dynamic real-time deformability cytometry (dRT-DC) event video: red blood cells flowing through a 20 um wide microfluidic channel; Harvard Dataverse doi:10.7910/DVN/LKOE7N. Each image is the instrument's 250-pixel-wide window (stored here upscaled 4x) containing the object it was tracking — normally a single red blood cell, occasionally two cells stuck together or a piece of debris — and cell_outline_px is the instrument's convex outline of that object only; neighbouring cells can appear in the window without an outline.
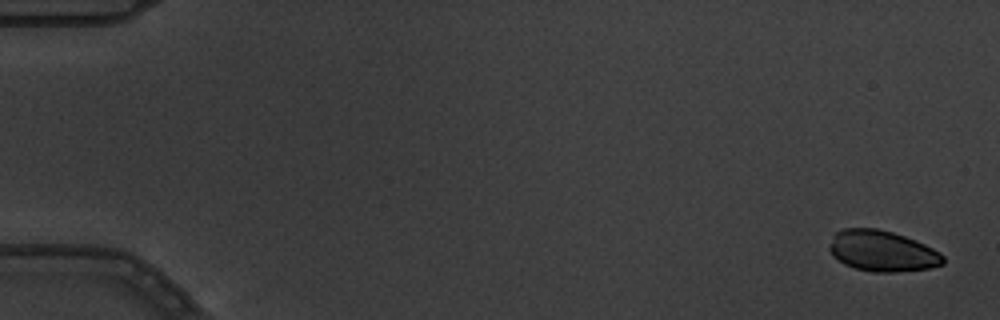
{"species": "common noctule bat (a hibernating species)", "species_latin": "Nyctalus noctula", "temperature_condition": "warm", "stored_images_in_passage": 6, "camera_frame_rate_fps": 3000, "um_per_image_px": 0.085, "animal": {"sex": "male", "body_mass_g": 19.5, "forearm_length_mm": 54.6}, "frame": {"image": 1, "passage_image": 1, "time_ms": 0.0, "image_size_px": [1000, 320], "cell_outline_px": [[944, 264], [928, 268], [892, 272], [872, 272], [856, 268], [844, 264], [832, 256], [828, 248], [836, 232], [844, 228], [876, 228], [892, 232], [904, 236], [924, 244], [940, 252], [944, 256]], "centroid_in_image_um": [74.97, 21.34], "position_along_channel_um": 10.0, "area_um2": 26.93}}